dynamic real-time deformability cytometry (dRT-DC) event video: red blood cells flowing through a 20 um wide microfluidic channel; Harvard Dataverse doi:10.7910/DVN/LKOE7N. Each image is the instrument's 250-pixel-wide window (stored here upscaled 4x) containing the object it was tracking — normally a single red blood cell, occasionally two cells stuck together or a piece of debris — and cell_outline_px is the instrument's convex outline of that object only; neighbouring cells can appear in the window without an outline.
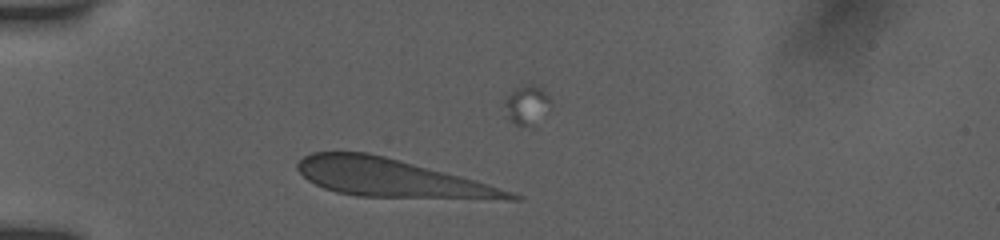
{"species": "human", "species_latin": "Homo sapiens", "temperature_condition": "room temperature", "stored_images_in_passage": 38, "camera_frame_rate_fps": 3000, "um_per_image_px": 0.085, "donor": {"sex": "female"}, "frame": {"image": 1, "passage_image": 8, "time_ms": 2.333, "image_size_px": [1000, 240], "cell_outline_px": [[524, 200], [508, 200], [356, 196], [336, 192], [324, 188], [308, 180], [296, 168], [296, 164], [304, 156], [312, 152], [368, 152], [384, 156], [476, 180], [524, 196]], "centroid_in_image_um": [33.3, 15.15], "position_along_channel_um": 51.7, "area_um2": 47.11}}
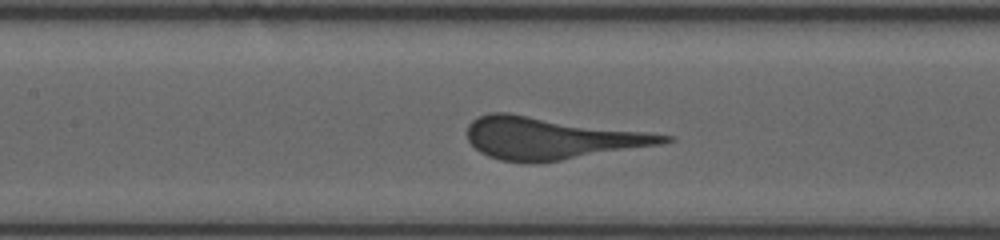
{"frame": {"image": 2, "passage_image": 18, "time_ms": 5.667, "image_size_px": [1000, 240], "cell_outline_px": [[676, 140], [660, 144], [560, 160], [528, 164], [500, 160], [488, 156], [480, 152], [468, 140], [468, 124], [472, 120], [488, 112], [508, 112], [676, 136]], "centroid_in_image_um": [46.83, 11.74], "position_along_channel_um": 160.6, "area_um2": 48.09}}
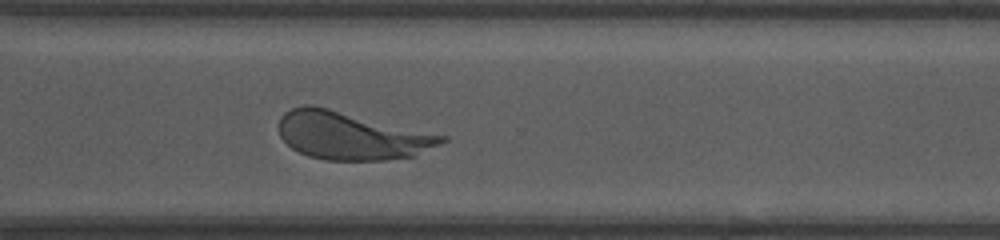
{"frame": {"image": 3, "passage_image": 32, "time_ms": 10.333, "image_size_px": [1000, 240], "cell_outline_px": [[448, 140], [416, 156], [384, 160], [324, 160], [308, 156], [292, 148], [280, 136], [280, 116], [284, 112], [292, 108], [304, 104], [312, 104], [448, 136]], "centroid_in_image_um": [29.88, 11.53], "position_along_channel_um": 340.7, "area_um2": 45.49}}